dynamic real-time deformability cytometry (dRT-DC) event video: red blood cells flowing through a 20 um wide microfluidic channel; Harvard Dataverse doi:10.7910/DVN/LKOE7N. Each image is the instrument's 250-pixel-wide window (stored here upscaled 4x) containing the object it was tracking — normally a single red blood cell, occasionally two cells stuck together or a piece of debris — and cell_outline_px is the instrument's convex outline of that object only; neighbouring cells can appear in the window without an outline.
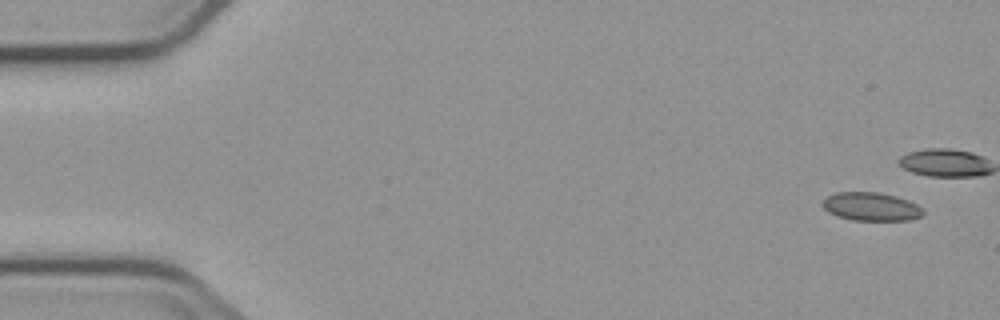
{"species": "common noctule bat (a hibernating species)", "species_latin": "Nyctalus noctula", "temperature_condition": "cold", "stored_images_in_passage": 7, "camera_frame_rate_fps": 3000, "um_per_image_px": 0.085, "animal": {"sex": "male", "body_mass_g": 23.1, "forearm_length_mm": 52.7}, "frame": {"image": 1, "passage_image": 1, "time_ms": 0.0, "image_size_px": [1000, 320], "cell_outline_px": [[924, 212], [920, 216], [908, 220], [852, 220], [836, 216], [828, 212], [820, 204], [828, 196], [836, 192], [876, 192], [896, 196], [908, 200], [916, 204]], "centroid_in_image_um": [74.0, 17.56], "position_along_channel_um": 11.0, "area_um2": 16.53}}
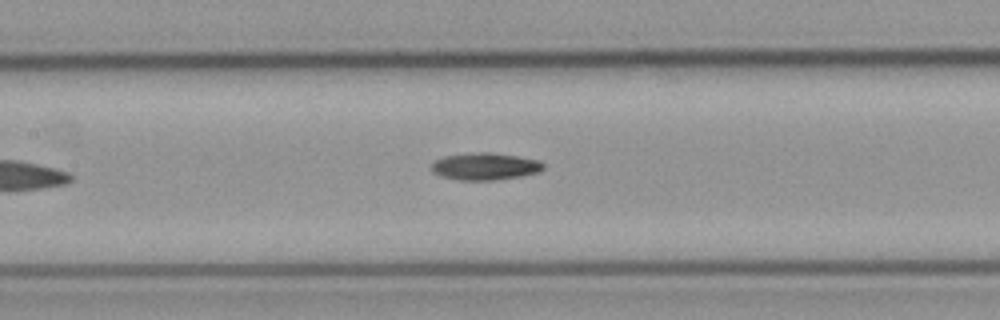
{"frame": {"image": 2, "passage_image": 7, "time_ms": 8.667, "image_size_px": [1000, 320], "cell_outline_px": [[544, 168], [540, 172], [520, 176], [496, 180], [456, 180], [440, 176], [432, 172], [432, 164], [436, 160], [444, 156], [476, 152], [492, 152], [540, 160], [544, 164]], "centroid_in_image_um": [41.24, 14.15], "position_along_channel_um": 166.2, "area_um2": 17.8}}